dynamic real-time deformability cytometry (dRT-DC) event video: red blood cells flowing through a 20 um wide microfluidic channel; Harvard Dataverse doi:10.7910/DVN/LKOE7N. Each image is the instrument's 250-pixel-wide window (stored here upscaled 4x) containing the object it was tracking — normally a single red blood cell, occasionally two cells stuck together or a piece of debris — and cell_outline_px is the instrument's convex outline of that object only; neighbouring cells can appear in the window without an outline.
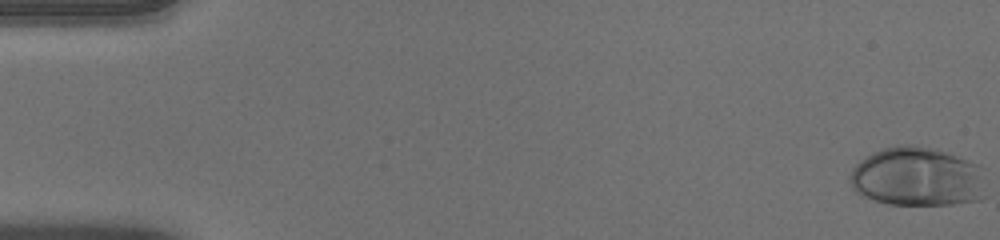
{"species": "human", "species_latin": "Homo sapiens", "temperature_condition": "warm", "stored_images_in_passage": 52, "camera_frame_rate_fps": 3000, "um_per_image_px": 0.085, "donor": {"sex": "male"}, "frame": {"image": 1, "passage_image": 1, "time_ms": 0.0, "image_size_px": [1000, 240], "cell_outline_px": [[984, 168], [980, 200], [952, 204], [888, 204], [864, 196], [856, 192], [852, 188], [848, 176], [852, 168], [860, 160], [872, 152], [884, 148], [904, 144], [908, 144], [936, 148], [980, 164]], "centroid_in_image_um": [77.95, 15.0], "position_along_channel_um": 7.1, "area_um2": 46.99}}
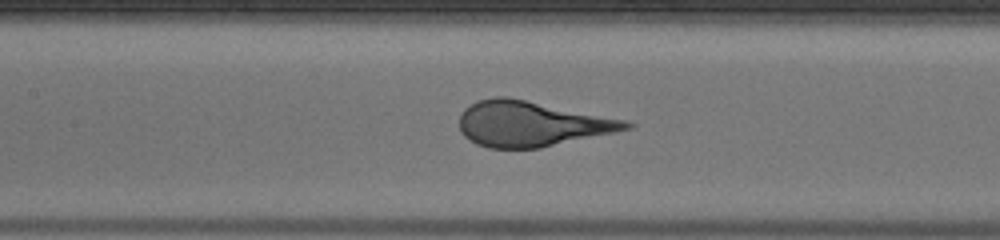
{"frame": {"image": 2, "passage_image": 25, "time_ms": 8.0, "image_size_px": [1000, 240], "cell_outline_px": [[636, 124], [632, 128], [616, 132], [540, 148], [488, 148], [476, 144], [468, 140], [460, 132], [460, 112], [464, 108], [476, 100], [496, 96], [508, 96], [624, 120]], "centroid_in_image_um": [45.12, 10.52], "position_along_channel_um": 162.3, "area_um2": 44.1}}
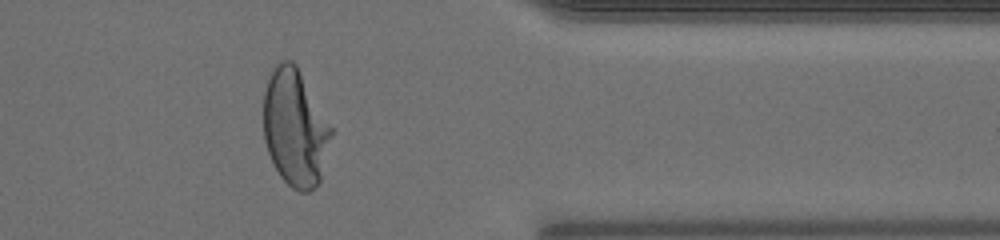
{"frame": {"image": 3, "passage_image": 43, "time_ms": 14.0, "image_size_px": [1000, 240], "cell_outline_px": [[332, 136], [320, 184], [308, 192], [300, 192], [292, 188], [280, 176], [268, 152], [264, 140], [264, 92], [268, 76], [272, 64], [280, 60], [292, 60], [296, 64], [332, 128]], "centroid_in_image_um": [25.07, 10.85], "position_along_channel_um": 386.3, "area_um2": 46.47}}